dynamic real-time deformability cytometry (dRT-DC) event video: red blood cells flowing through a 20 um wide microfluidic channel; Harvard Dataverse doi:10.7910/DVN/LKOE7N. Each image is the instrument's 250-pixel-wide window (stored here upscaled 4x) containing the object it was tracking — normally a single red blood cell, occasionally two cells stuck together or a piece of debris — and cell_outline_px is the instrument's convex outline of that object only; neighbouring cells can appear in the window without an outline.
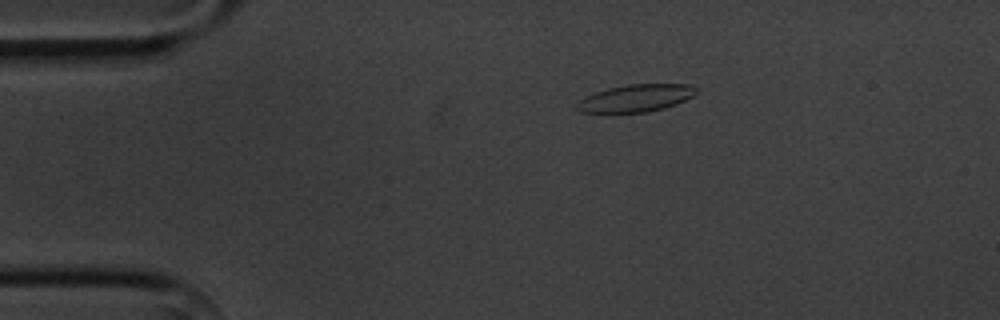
{"species": "common noctule bat (a hibernating species)", "species_latin": "Nyctalus noctula", "temperature_condition": "cold", "stored_images_in_passage": 2, "camera_frame_rate_fps": 3000, "um_per_image_px": 0.085, "animal": {"sex": "male", "body_mass_g": 20.1, "forearm_length_mm": 53.5}, "frame": {"image": 1, "passage_image": 1, "time_ms": 0.0, "image_size_px": [1000, 320], "cell_outline_px": [[696, 92], [692, 96], [676, 104], [664, 108], [644, 112], [580, 112], [576, 108], [576, 104], [580, 100], [596, 92], [608, 88], [628, 84], [688, 84], [696, 88]], "centroid_in_image_um": [54.05, 8.33], "position_along_channel_um": 31.0, "area_um2": 18.67}}